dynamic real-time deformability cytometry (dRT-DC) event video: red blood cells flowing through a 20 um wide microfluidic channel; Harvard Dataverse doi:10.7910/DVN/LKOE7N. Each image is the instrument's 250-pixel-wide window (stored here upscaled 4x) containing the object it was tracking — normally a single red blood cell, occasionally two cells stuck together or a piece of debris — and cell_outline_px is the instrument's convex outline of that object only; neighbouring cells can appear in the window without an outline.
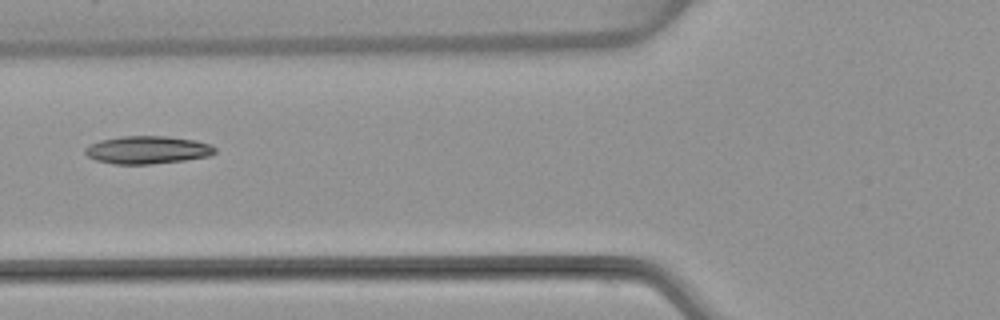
{"species": "common noctule bat (a hibernating species)", "species_latin": "Nyctalus noctula", "temperature_condition": "warm", "stored_images_in_passage": 5, "camera_frame_rate_fps": 3000, "um_per_image_px": 0.085, "animal": {"sex": "female", "body_mass_g": 22.7, "forearm_length_mm": 54.2}, "frame": {"image": 1, "passage_image": 5, "time_ms": 5.667, "image_size_px": [1000, 320], "cell_outline_px": [[216, 152], [208, 156], [184, 160], [152, 164], [112, 164], [96, 160], [88, 156], [84, 152], [84, 148], [100, 140], [120, 136], [168, 136], [196, 140], [208, 144], [216, 148]], "centroid_in_image_um": [12.52, 12.74], "position_along_channel_um": 113.3, "area_um2": 21.04}}